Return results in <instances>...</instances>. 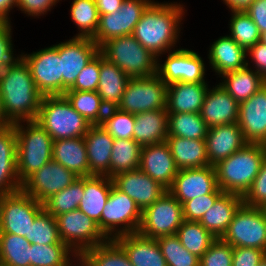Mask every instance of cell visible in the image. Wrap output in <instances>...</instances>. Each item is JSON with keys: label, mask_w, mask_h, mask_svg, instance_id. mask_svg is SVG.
Instances as JSON below:
<instances>
[{"label": "cell", "mask_w": 266, "mask_h": 266, "mask_svg": "<svg viewBox=\"0 0 266 266\" xmlns=\"http://www.w3.org/2000/svg\"><path fill=\"white\" fill-rule=\"evenodd\" d=\"M141 146L134 139H114L110 160V178L139 168Z\"/></svg>", "instance_id": "obj_37"}, {"label": "cell", "mask_w": 266, "mask_h": 266, "mask_svg": "<svg viewBox=\"0 0 266 266\" xmlns=\"http://www.w3.org/2000/svg\"><path fill=\"white\" fill-rule=\"evenodd\" d=\"M100 52L130 78L148 77L157 73V57L133 35L108 40L100 47Z\"/></svg>", "instance_id": "obj_6"}, {"label": "cell", "mask_w": 266, "mask_h": 266, "mask_svg": "<svg viewBox=\"0 0 266 266\" xmlns=\"http://www.w3.org/2000/svg\"><path fill=\"white\" fill-rule=\"evenodd\" d=\"M157 58V75L167 84L175 82H207L205 81L206 65L202 57L193 50L179 48L169 51L162 63Z\"/></svg>", "instance_id": "obj_14"}, {"label": "cell", "mask_w": 266, "mask_h": 266, "mask_svg": "<svg viewBox=\"0 0 266 266\" xmlns=\"http://www.w3.org/2000/svg\"><path fill=\"white\" fill-rule=\"evenodd\" d=\"M139 169L167 190L179 171L166 141L141 148Z\"/></svg>", "instance_id": "obj_21"}, {"label": "cell", "mask_w": 266, "mask_h": 266, "mask_svg": "<svg viewBox=\"0 0 266 266\" xmlns=\"http://www.w3.org/2000/svg\"><path fill=\"white\" fill-rule=\"evenodd\" d=\"M185 11L180 2L159 3L153 0L143 12L132 35L159 58L171 49L175 50L173 47L179 42Z\"/></svg>", "instance_id": "obj_1"}, {"label": "cell", "mask_w": 266, "mask_h": 266, "mask_svg": "<svg viewBox=\"0 0 266 266\" xmlns=\"http://www.w3.org/2000/svg\"><path fill=\"white\" fill-rule=\"evenodd\" d=\"M35 121L53 141L84 137L91 126L64 95L44 96Z\"/></svg>", "instance_id": "obj_5"}, {"label": "cell", "mask_w": 266, "mask_h": 266, "mask_svg": "<svg viewBox=\"0 0 266 266\" xmlns=\"http://www.w3.org/2000/svg\"><path fill=\"white\" fill-rule=\"evenodd\" d=\"M231 11H244L255 0H222Z\"/></svg>", "instance_id": "obj_60"}, {"label": "cell", "mask_w": 266, "mask_h": 266, "mask_svg": "<svg viewBox=\"0 0 266 266\" xmlns=\"http://www.w3.org/2000/svg\"><path fill=\"white\" fill-rule=\"evenodd\" d=\"M56 221L61 241L78 257L108 240L98 224L79 209L56 216Z\"/></svg>", "instance_id": "obj_11"}, {"label": "cell", "mask_w": 266, "mask_h": 266, "mask_svg": "<svg viewBox=\"0 0 266 266\" xmlns=\"http://www.w3.org/2000/svg\"><path fill=\"white\" fill-rule=\"evenodd\" d=\"M200 115L208 128L238 123L239 103L218 83L208 89Z\"/></svg>", "instance_id": "obj_22"}, {"label": "cell", "mask_w": 266, "mask_h": 266, "mask_svg": "<svg viewBox=\"0 0 266 266\" xmlns=\"http://www.w3.org/2000/svg\"><path fill=\"white\" fill-rule=\"evenodd\" d=\"M89 176H108L114 138L100 125H91L84 135Z\"/></svg>", "instance_id": "obj_25"}, {"label": "cell", "mask_w": 266, "mask_h": 266, "mask_svg": "<svg viewBox=\"0 0 266 266\" xmlns=\"http://www.w3.org/2000/svg\"><path fill=\"white\" fill-rule=\"evenodd\" d=\"M31 243L16 234L0 233V261L7 266H30Z\"/></svg>", "instance_id": "obj_44"}, {"label": "cell", "mask_w": 266, "mask_h": 266, "mask_svg": "<svg viewBox=\"0 0 266 266\" xmlns=\"http://www.w3.org/2000/svg\"><path fill=\"white\" fill-rule=\"evenodd\" d=\"M64 96L90 125H100L107 107L97 91H66Z\"/></svg>", "instance_id": "obj_38"}, {"label": "cell", "mask_w": 266, "mask_h": 266, "mask_svg": "<svg viewBox=\"0 0 266 266\" xmlns=\"http://www.w3.org/2000/svg\"><path fill=\"white\" fill-rule=\"evenodd\" d=\"M249 59L247 66L235 71L224 73L222 77L221 86L238 102L248 100L254 93H256L262 86L266 84V80L249 66Z\"/></svg>", "instance_id": "obj_35"}, {"label": "cell", "mask_w": 266, "mask_h": 266, "mask_svg": "<svg viewBox=\"0 0 266 266\" xmlns=\"http://www.w3.org/2000/svg\"><path fill=\"white\" fill-rule=\"evenodd\" d=\"M176 235L190 253L201 258L216 238L199 222L184 220Z\"/></svg>", "instance_id": "obj_42"}, {"label": "cell", "mask_w": 266, "mask_h": 266, "mask_svg": "<svg viewBox=\"0 0 266 266\" xmlns=\"http://www.w3.org/2000/svg\"><path fill=\"white\" fill-rule=\"evenodd\" d=\"M183 221L182 204L167 191L142 211L138 233L153 239L175 235Z\"/></svg>", "instance_id": "obj_10"}, {"label": "cell", "mask_w": 266, "mask_h": 266, "mask_svg": "<svg viewBox=\"0 0 266 266\" xmlns=\"http://www.w3.org/2000/svg\"><path fill=\"white\" fill-rule=\"evenodd\" d=\"M32 244L52 245L63 243L60 239L56 217L43 209L34 219L25 237Z\"/></svg>", "instance_id": "obj_46"}, {"label": "cell", "mask_w": 266, "mask_h": 266, "mask_svg": "<svg viewBox=\"0 0 266 266\" xmlns=\"http://www.w3.org/2000/svg\"><path fill=\"white\" fill-rule=\"evenodd\" d=\"M233 247L216 239L200 258L199 266H232Z\"/></svg>", "instance_id": "obj_50"}, {"label": "cell", "mask_w": 266, "mask_h": 266, "mask_svg": "<svg viewBox=\"0 0 266 266\" xmlns=\"http://www.w3.org/2000/svg\"><path fill=\"white\" fill-rule=\"evenodd\" d=\"M129 76L101 53L98 95L107 107H117L123 97Z\"/></svg>", "instance_id": "obj_34"}, {"label": "cell", "mask_w": 266, "mask_h": 266, "mask_svg": "<svg viewBox=\"0 0 266 266\" xmlns=\"http://www.w3.org/2000/svg\"><path fill=\"white\" fill-rule=\"evenodd\" d=\"M238 126L247 143L266 145V84L239 103Z\"/></svg>", "instance_id": "obj_20"}, {"label": "cell", "mask_w": 266, "mask_h": 266, "mask_svg": "<svg viewBox=\"0 0 266 266\" xmlns=\"http://www.w3.org/2000/svg\"><path fill=\"white\" fill-rule=\"evenodd\" d=\"M135 115L117 107L106 109L100 126L114 139H133Z\"/></svg>", "instance_id": "obj_48"}, {"label": "cell", "mask_w": 266, "mask_h": 266, "mask_svg": "<svg viewBox=\"0 0 266 266\" xmlns=\"http://www.w3.org/2000/svg\"><path fill=\"white\" fill-rule=\"evenodd\" d=\"M243 204L257 208L266 206V158L250 189L243 196Z\"/></svg>", "instance_id": "obj_53"}, {"label": "cell", "mask_w": 266, "mask_h": 266, "mask_svg": "<svg viewBox=\"0 0 266 266\" xmlns=\"http://www.w3.org/2000/svg\"><path fill=\"white\" fill-rule=\"evenodd\" d=\"M168 137L166 109L152 110L135 115L133 139L141 146L165 142Z\"/></svg>", "instance_id": "obj_31"}, {"label": "cell", "mask_w": 266, "mask_h": 266, "mask_svg": "<svg viewBox=\"0 0 266 266\" xmlns=\"http://www.w3.org/2000/svg\"><path fill=\"white\" fill-rule=\"evenodd\" d=\"M265 158L266 145L247 143L214 165L218 187L224 193L243 197L250 189Z\"/></svg>", "instance_id": "obj_3"}, {"label": "cell", "mask_w": 266, "mask_h": 266, "mask_svg": "<svg viewBox=\"0 0 266 266\" xmlns=\"http://www.w3.org/2000/svg\"><path fill=\"white\" fill-rule=\"evenodd\" d=\"M156 240L168 266H199L200 258L183 247L176 234Z\"/></svg>", "instance_id": "obj_47"}, {"label": "cell", "mask_w": 266, "mask_h": 266, "mask_svg": "<svg viewBox=\"0 0 266 266\" xmlns=\"http://www.w3.org/2000/svg\"><path fill=\"white\" fill-rule=\"evenodd\" d=\"M262 209H263V211L265 212V215H266V206H264Z\"/></svg>", "instance_id": "obj_66"}, {"label": "cell", "mask_w": 266, "mask_h": 266, "mask_svg": "<svg viewBox=\"0 0 266 266\" xmlns=\"http://www.w3.org/2000/svg\"><path fill=\"white\" fill-rule=\"evenodd\" d=\"M208 127L200 113L168 114V135L186 139H205Z\"/></svg>", "instance_id": "obj_41"}, {"label": "cell", "mask_w": 266, "mask_h": 266, "mask_svg": "<svg viewBox=\"0 0 266 266\" xmlns=\"http://www.w3.org/2000/svg\"><path fill=\"white\" fill-rule=\"evenodd\" d=\"M101 52L79 73L74 85L67 91H97L99 85Z\"/></svg>", "instance_id": "obj_51"}, {"label": "cell", "mask_w": 266, "mask_h": 266, "mask_svg": "<svg viewBox=\"0 0 266 266\" xmlns=\"http://www.w3.org/2000/svg\"><path fill=\"white\" fill-rule=\"evenodd\" d=\"M71 20L79 33L73 37L93 39L99 26V13L95 0H73L70 7Z\"/></svg>", "instance_id": "obj_40"}, {"label": "cell", "mask_w": 266, "mask_h": 266, "mask_svg": "<svg viewBox=\"0 0 266 266\" xmlns=\"http://www.w3.org/2000/svg\"><path fill=\"white\" fill-rule=\"evenodd\" d=\"M133 266H168L156 239L130 233L114 239Z\"/></svg>", "instance_id": "obj_27"}, {"label": "cell", "mask_w": 266, "mask_h": 266, "mask_svg": "<svg viewBox=\"0 0 266 266\" xmlns=\"http://www.w3.org/2000/svg\"><path fill=\"white\" fill-rule=\"evenodd\" d=\"M258 27L259 32H266V0H255L244 10Z\"/></svg>", "instance_id": "obj_57"}, {"label": "cell", "mask_w": 266, "mask_h": 266, "mask_svg": "<svg viewBox=\"0 0 266 266\" xmlns=\"http://www.w3.org/2000/svg\"><path fill=\"white\" fill-rule=\"evenodd\" d=\"M167 86L157 74L129 78L117 108L134 115L166 109Z\"/></svg>", "instance_id": "obj_8"}, {"label": "cell", "mask_w": 266, "mask_h": 266, "mask_svg": "<svg viewBox=\"0 0 266 266\" xmlns=\"http://www.w3.org/2000/svg\"><path fill=\"white\" fill-rule=\"evenodd\" d=\"M217 187L215 167L207 165L200 168L179 170L168 191L183 204L198 196L210 194Z\"/></svg>", "instance_id": "obj_18"}, {"label": "cell", "mask_w": 266, "mask_h": 266, "mask_svg": "<svg viewBox=\"0 0 266 266\" xmlns=\"http://www.w3.org/2000/svg\"><path fill=\"white\" fill-rule=\"evenodd\" d=\"M52 160L77 177H89V163L84 137L53 141Z\"/></svg>", "instance_id": "obj_29"}, {"label": "cell", "mask_w": 266, "mask_h": 266, "mask_svg": "<svg viewBox=\"0 0 266 266\" xmlns=\"http://www.w3.org/2000/svg\"><path fill=\"white\" fill-rule=\"evenodd\" d=\"M16 153L17 136L14 124L0 128V195L21 190Z\"/></svg>", "instance_id": "obj_24"}, {"label": "cell", "mask_w": 266, "mask_h": 266, "mask_svg": "<svg viewBox=\"0 0 266 266\" xmlns=\"http://www.w3.org/2000/svg\"><path fill=\"white\" fill-rule=\"evenodd\" d=\"M258 266H266V255H265L264 258L260 261V263L258 264Z\"/></svg>", "instance_id": "obj_64"}, {"label": "cell", "mask_w": 266, "mask_h": 266, "mask_svg": "<svg viewBox=\"0 0 266 266\" xmlns=\"http://www.w3.org/2000/svg\"><path fill=\"white\" fill-rule=\"evenodd\" d=\"M0 95L6 118L12 124L36 120L44 97L24 59L0 72Z\"/></svg>", "instance_id": "obj_2"}, {"label": "cell", "mask_w": 266, "mask_h": 266, "mask_svg": "<svg viewBox=\"0 0 266 266\" xmlns=\"http://www.w3.org/2000/svg\"><path fill=\"white\" fill-rule=\"evenodd\" d=\"M12 26L10 22H0V72L6 68L15 66L23 59L22 53L14 55L12 44ZM17 56V57H16Z\"/></svg>", "instance_id": "obj_52"}, {"label": "cell", "mask_w": 266, "mask_h": 266, "mask_svg": "<svg viewBox=\"0 0 266 266\" xmlns=\"http://www.w3.org/2000/svg\"><path fill=\"white\" fill-rule=\"evenodd\" d=\"M84 196V177H78L65 189L52 195L44 203V209L54 217L78 209Z\"/></svg>", "instance_id": "obj_43"}, {"label": "cell", "mask_w": 266, "mask_h": 266, "mask_svg": "<svg viewBox=\"0 0 266 266\" xmlns=\"http://www.w3.org/2000/svg\"><path fill=\"white\" fill-rule=\"evenodd\" d=\"M141 220L142 211L135 201L113 185L100 220L104 236L114 240L118 236L137 233Z\"/></svg>", "instance_id": "obj_7"}, {"label": "cell", "mask_w": 266, "mask_h": 266, "mask_svg": "<svg viewBox=\"0 0 266 266\" xmlns=\"http://www.w3.org/2000/svg\"><path fill=\"white\" fill-rule=\"evenodd\" d=\"M17 0H0V22H10V11L16 7Z\"/></svg>", "instance_id": "obj_59"}, {"label": "cell", "mask_w": 266, "mask_h": 266, "mask_svg": "<svg viewBox=\"0 0 266 266\" xmlns=\"http://www.w3.org/2000/svg\"><path fill=\"white\" fill-rule=\"evenodd\" d=\"M152 2V0H124L120 10L100 15L99 26L92 40L101 47L110 39L132 35L143 12Z\"/></svg>", "instance_id": "obj_15"}, {"label": "cell", "mask_w": 266, "mask_h": 266, "mask_svg": "<svg viewBox=\"0 0 266 266\" xmlns=\"http://www.w3.org/2000/svg\"><path fill=\"white\" fill-rule=\"evenodd\" d=\"M124 0H95V4L100 15L111 14L117 10H120V6Z\"/></svg>", "instance_id": "obj_58"}, {"label": "cell", "mask_w": 266, "mask_h": 266, "mask_svg": "<svg viewBox=\"0 0 266 266\" xmlns=\"http://www.w3.org/2000/svg\"><path fill=\"white\" fill-rule=\"evenodd\" d=\"M232 247L266 251V215L262 208L242 204L221 238Z\"/></svg>", "instance_id": "obj_9"}, {"label": "cell", "mask_w": 266, "mask_h": 266, "mask_svg": "<svg viewBox=\"0 0 266 266\" xmlns=\"http://www.w3.org/2000/svg\"><path fill=\"white\" fill-rule=\"evenodd\" d=\"M60 0H17L16 7L27 16L37 17L51 11L53 6H56Z\"/></svg>", "instance_id": "obj_55"}, {"label": "cell", "mask_w": 266, "mask_h": 266, "mask_svg": "<svg viewBox=\"0 0 266 266\" xmlns=\"http://www.w3.org/2000/svg\"><path fill=\"white\" fill-rule=\"evenodd\" d=\"M248 55L250 56L251 63L253 62L251 69L266 80V46L261 42H257L247 50Z\"/></svg>", "instance_id": "obj_56"}, {"label": "cell", "mask_w": 266, "mask_h": 266, "mask_svg": "<svg viewBox=\"0 0 266 266\" xmlns=\"http://www.w3.org/2000/svg\"><path fill=\"white\" fill-rule=\"evenodd\" d=\"M205 141L209 164L213 166L247 144L238 123L208 128Z\"/></svg>", "instance_id": "obj_23"}, {"label": "cell", "mask_w": 266, "mask_h": 266, "mask_svg": "<svg viewBox=\"0 0 266 266\" xmlns=\"http://www.w3.org/2000/svg\"><path fill=\"white\" fill-rule=\"evenodd\" d=\"M112 181L118 190L135 201L141 211L152 205L168 191L139 168L121 172L112 177Z\"/></svg>", "instance_id": "obj_19"}, {"label": "cell", "mask_w": 266, "mask_h": 266, "mask_svg": "<svg viewBox=\"0 0 266 266\" xmlns=\"http://www.w3.org/2000/svg\"><path fill=\"white\" fill-rule=\"evenodd\" d=\"M260 42L266 46V32L260 34Z\"/></svg>", "instance_id": "obj_63"}, {"label": "cell", "mask_w": 266, "mask_h": 266, "mask_svg": "<svg viewBox=\"0 0 266 266\" xmlns=\"http://www.w3.org/2000/svg\"><path fill=\"white\" fill-rule=\"evenodd\" d=\"M22 55L30 68L37 89L44 96L62 95L59 43L31 54L22 52Z\"/></svg>", "instance_id": "obj_13"}, {"label": "cell", "mask_w": 266, "mask_h": 266, "mask_svg": "<svg viewBox=\"0 0 266 266\" xmlns=\"http://www.w3.org/2000/svg\"><path fill=\"white\" fill-rule=\"evenodd\" d=\"M210 68L219 75L247 66V51L229 35L220 36L209 46Z\"/></svg>", "instance_id": "obj_28"}, {"label": "cell", "mask_w": 266, "mask_h": 266, "mask_svg": "<svg viewBox=\"0 0 266 266\" xmlns=\"http://www.w3.org/2000/svg\"><path fill=\"white\" fill-rule=\"evenodd\" d=\"M99 52L100 47L89 38L72 37L59 43L62 95L74 85L79 73Z\"/></svg>", "instance_id": "obj_17"}, {"label": "cell", "mask_w": 266, "mask_h": 266, "mask_svg": "<svg viewBox=\"0 0 266 266\" xmlns=\"http://www.w3.org/2000/svg\"><path fill=\"white\" fill-rule=\"evenodd\" d=\"M78 177L61 164L51 160L29 175L21 184V190L44 203L52 195L72 184Z\"/></svg>", "instance_id": "obj_16"}, {"label": "cell", "mask_w": 266, "mask_h": 266, "mask_svg": "<svg viewBox=\"0 0 266 266\" xmlns=\"http://www.w3.org/2000/svg\"><path fill=\"white\" fill-rule=\"evenodd\" d=\"M12 123L6 118V115L4 113L3 104H2V98L0 95V128L7 127L11 125Z\"/></svg>", "instance_id": "obj_61"}, {"label": "cell", "mask_w": 266, "mask_h": 266, "mask_svg": "<svg viewBox=\"0 0 266 266\" xmlns=\"http://www.w3.org/2000/svg\"><path fill=\"white\" fill-rule=\"evenodd\" d=\"M14 127L17 136V174L22 183L52 160L53 139L35 120L14 123Z\"/></svg>", "instance_id": "obj_4"}, {"label": "cell", "mask_w": 266, "mask_h": 266, "mask_svg": "<svg viewBox=\"0 0 266 266\" xmlns=\"http://www.w3.org/2000/svg\"><path fill=\"white\" fill-rule=\"evenodd\" d=\"M76 263V264H75ZM72 266H88L80 257H78Z\"/></svg>", "instance_id": "obj_62"}, {"label": "cell", "mask_w": 266, "mask_h": 266, "mask_svg": "<svg viewBox=\"0 0 266 266\" xmlns=\"http://www.w3.org/2000/svg\"><path fill=\"white\" fill-rule=\"evenodd\" d=\"M243 204V197L233 193H223L202 216L199 223L216 239L226 233L235 212Z\"/></svg>", "instance_id": "obj_30"}, {"label": "cell", "mask_w": 266, "mask_h": 266, "mask_svg": "<svg viewBox=\"0 0 266 266\" xmlns=\"http://www.w3.org/2000/svg\"><path fill=\"white\" fill-rule=\"evenodd\" d=\"M166 142L179 170L210 165L205 139H186L168 135Z\"/></svg>", "instance_id": "obj_33"}, {"label": "cell", "mask_w": 266, "mask_h": 266, "mask_svg": "<svg viewBox=\"0 0 266 266\" xmlns=\"http://www.w3.org/2000/svg\"><path fill=\"white\" fill-rule=\"evenodd\" d=\"M80 258L88 266H133L124 249L112 239L85 251Z\"/></svg>", "instance_id": "obj_39"}, {"label": "cell", "mask_w": 266, "mask_h": 266, "mask_svg": "<svg viewBox=\"0 0 266 266\" xmlns=\"http://www.w3.org/2000/svg\"><path fill=\"white\" fill-rule=\"evenodd\" d=\"M43 209L42 203L22 190L0 195V233L29 236L34 219Z\"/></svg>", "instance_id": "obj_12"}, {"label": "cell", "mask_w": 266, "mask_h": 266, "mask_svg": "<svg viewBox=\"0 0 266 266\" xmlns=\"http://www.w3.org/2000/svg\"><path fill=\"white\" fill-rule=\"evenodd\" d=\"M229 36L246 51L260 42V32L251 17L245 11H231Z\"/></svg>", "instance_id": "obj_45"}, {"label": "cell", "mask_w": 266, "mask_h": 266, "mask_svg": "<svg viewBox=\"0 0 266 266\" xmlns=\"http://www.w3.org/2000/svg\"><path fill=\"white\" fill-rule=\"evenodd\" d=\"M113 185L112 178L108 176L84 177V196L78 209L92 218L98 224L99 229L102 211Z\"/></svg>", "instance_id": "obj_32"}, {"label": "cell", "mask_w": 266, "mask_h": 266, "mask_svg": "<svg viewBox=\"0 0 266 266\" xmlns=\"http://www.w3.org/2000/svg\"><path fill=\"white\" fill-rule=\"evenodd\" d=\"M224 192L217 187L212 193L198 196L195 199L182 204L184 220L199 222L202 216L209 210L215 201Z\"/></svg>", "instance_id": "obj_49"}, {"label": "cell", "mask_w": 266, "mask_h": 266, "mask_svg": "<svg viewBox=\"0 0 266 266\" xmlns=\"http://www.w3.org/2000/svg\"><path fill=\"white\" fill-rule=\"evenodd\" d=\"M265 255L258 248L233 247L232 266H258Z\"/></svg>", "instance_id": "obj_54"}, {"label": "cell", "mask_w": 266, "mask_h": 266, "mask_svg": "<svg viewBox=\"0 0 266 266\" xmlns=\"http://www.w3.org/2000/svg\"><path fill=\"white\" fill-rule=\"evenodd\" d=\"M0 266H7V265L4 264L2 261H0Z\"/></svg>", "instance_id": "obj_65"}, {"label": "cell", "mask_w": 266, "mask_h": 266, "mask_svg": "<svg viewBox=\"0 0 266 266\" xmlns=\"http://www.w3.org/2000/svg\"><path fill=\"white\" fill-rule=\"evenodd\" d=\"M208 87L207 82H175L168 85L167 113H200Z\"/></svg>", "instance_id": "obj_26"}, {"label": "cell", "mask_w": 266, "mask_h": 266, "mask_svg": "<svg viewBox=\"0 0 266 266\" xmlns=\"http://www.w3.org/2000/svg\"><path fill=\"white\" fill-rule=\"evenodd\" d=\"M78 255L65 243H31L30 266H72Z\"/></svg>", "instance_id": "obj_36"}]
</instances>
